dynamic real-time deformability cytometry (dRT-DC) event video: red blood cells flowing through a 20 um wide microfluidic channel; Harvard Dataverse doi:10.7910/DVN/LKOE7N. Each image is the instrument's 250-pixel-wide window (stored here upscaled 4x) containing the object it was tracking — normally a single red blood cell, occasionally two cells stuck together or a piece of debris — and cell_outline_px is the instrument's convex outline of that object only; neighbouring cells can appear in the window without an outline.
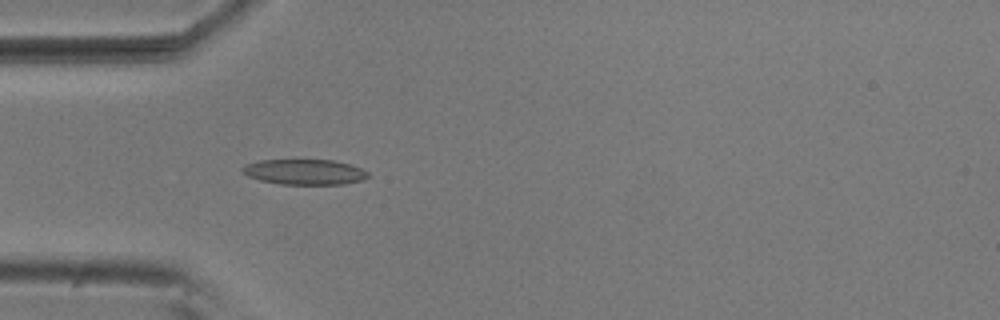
{"species": "common noctule bat (a hibernating species)", "species_latin": "Nyctalus noctula", "temperature_condition": "room temperature", "stored_images_in_passage": 5, "camera_frame_rate_fps": 3000, "um_per_image_px": 0.085, "animal": {"sex": "male", "body_mass_g": 20.5, "forearm_length_mm": 52.5}, "frame": {"image": 1, "passage_image": 5, "time_ms": 1.333, "image_size_px": [1000, 320], "cell_outline_px": [[368, 176], [364, 180], [344, 184], [280, 184], [260, 180], [248, 176], [240, 168], [244, 164], [260, 160], [332, 160], [348, 164], [360, 168], [368, 172]], "centroid_in_image_um": [25.87, 14.61], "position_along_channel_um": 59.1, "area_um2": 18.5}}